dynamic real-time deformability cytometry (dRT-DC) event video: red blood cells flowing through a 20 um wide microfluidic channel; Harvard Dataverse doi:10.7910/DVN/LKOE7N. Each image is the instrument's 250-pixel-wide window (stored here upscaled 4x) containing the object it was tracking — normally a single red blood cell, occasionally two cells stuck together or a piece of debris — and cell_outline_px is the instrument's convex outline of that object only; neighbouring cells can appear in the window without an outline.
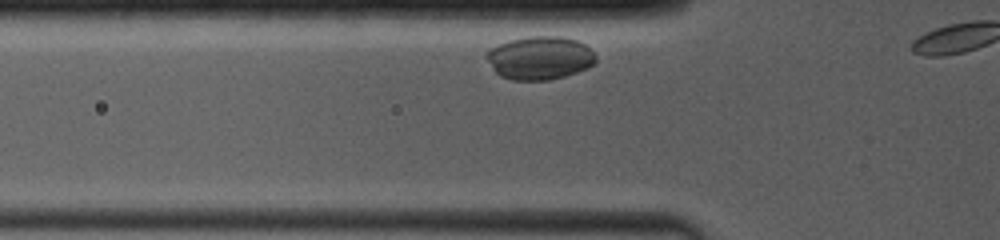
{"species": "common noctule bat (a hibernating species)", "species_latin": "Nyctalus noctula", "temperature_condition": "room temperature", "stored_images_in_passage": 4, "camera_frame_rate_fps": 4000, "um_per_image_px": 0.085, "animal": {"sex": "female", "body_mass_g": 19.0, "forearm_length_mm": 53.3}, "frame": {"image": 1, "passage_image": 2, "time_ms": 0.5, "image_size_px": [1000, 240], "cell_outline_px": [[596, 64], [588, 68], [564, 76], [548, 80], [512, 80], [500, 76], [496, 72], [484, 56], [492, 48], [500, 44], [512, 40], [528, 36], [560, 36], [576, 40], [584, 44], [596, 56]], "centroid_in_image_um": [45.9, 4.93], "position_along_channel_um": 79.9, "area_um2": 27.4}}